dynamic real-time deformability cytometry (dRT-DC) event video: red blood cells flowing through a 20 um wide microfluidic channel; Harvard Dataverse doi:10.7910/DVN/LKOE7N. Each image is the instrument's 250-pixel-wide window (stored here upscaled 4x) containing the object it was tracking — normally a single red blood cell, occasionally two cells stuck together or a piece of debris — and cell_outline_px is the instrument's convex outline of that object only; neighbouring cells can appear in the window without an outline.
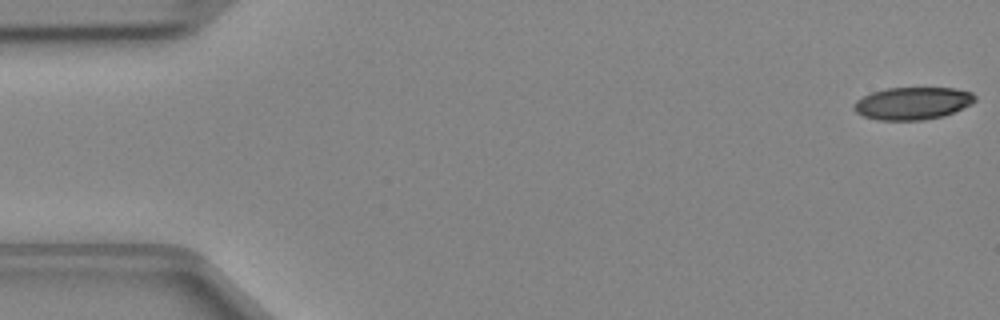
{"species": "Egyptian fruit bat (a non-hibernating species)", "species_latin": "Rousettus aegyptiacus", "temperature_condition": "cold", "stored_images_in_passage": 9, "camera_frame_rate_fps": 3000, "um_per_image_px": 0.085, "animal": {"sex": "female"}, "frame": {"image": 1, "passage_image": 1, "time_ms": 0.0, "image_size_px": [1000, 320], "cell_outline_px": [[976, 100], [972, 104], [944, 116], [924, 120], [876, 120], [864, 116], [856, 112], [852, 108], [852, 104], [856, 100], [872, 92], [888, 88], [956, 88], [972, 92], [976, 96]], "centroid_in_image_um": [77.58, 8.78], "position_along_channel_um": 7.4, "area_um2": 23.06}}